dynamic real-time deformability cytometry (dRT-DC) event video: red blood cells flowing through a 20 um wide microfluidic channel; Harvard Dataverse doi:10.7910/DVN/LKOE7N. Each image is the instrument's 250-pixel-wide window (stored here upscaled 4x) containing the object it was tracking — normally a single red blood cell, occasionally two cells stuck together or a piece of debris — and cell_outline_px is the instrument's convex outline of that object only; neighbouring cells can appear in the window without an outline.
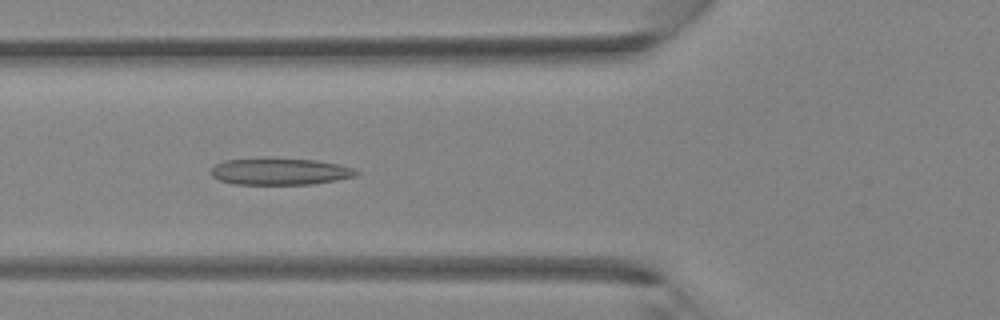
{"species": "Egyptian fruit bat (a non-hibernating species)", "species_latin": "Rousettus aegyptiacus", "temperature_condition": "room temperature", "stored_images_in_passage": 39, "camera_frame_rate_fps": 3000, "um_per_image_px": 0.085, "animal": {"sex": "female"}, "frame": {"image": 1, "passage_image": 14, "time_ms": 4.333, "image_size_px": [1000, 320], "cell_outline_px": [[360, 172], [356, 176], [336, 180], [312, 184], [236, 184], [220, 180], [212, 176], [212, 168], [216, 164], [224, 160], [264, 156], [316, 160], [340, 164], [356, 168]], "centroid_in_image_um": [23.82, 14.54], "position_along_channel_um": 102.0, "area_um2": 23.29}}
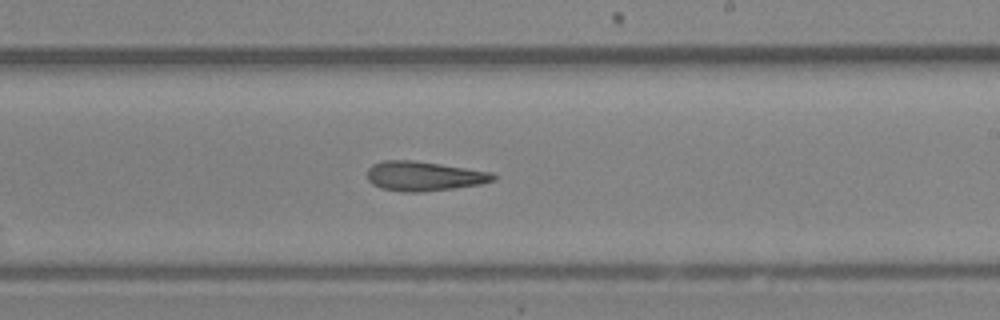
{"frame": {"image": 2, "passage_image": 23, "time_ms": 7.333, "image_size_px": [1000, 320], "cell_outline_px": [[496, 180], [480, 184], [456, 188], [420, 192], [404, 192], [380, 188], [372, 184], [368, 180], [368, 168], [372, 164], [384, 160], [412, 160], [440, 164], [492, 172], [496, 176]], "centroid_in_image_um": [36.03, 14.97], "position_along_channel_um": 253.0, "area_um2": 21.73}}
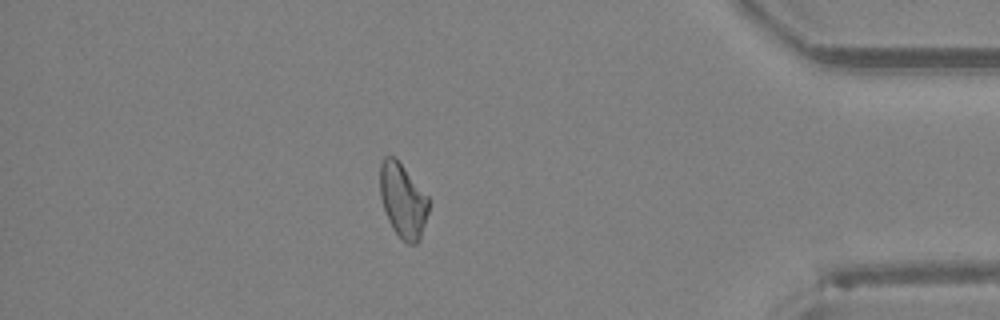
{"frame": {"image": 3, "passage_image": 34, "time_ms": 11.0, "image_size_px": [1000, 320], "cell_outline_px": [[428, 212], [420, 240], [416, 244], [408, 244], [392, 228], [388, 220], [380, 196], [380, 164], [384, 156], [396, 156], [428, 196]], "centroid_in_image_um": [34.24, 17.01], "position_along_channel_um": 401.0, "area_um2": 21.1}}